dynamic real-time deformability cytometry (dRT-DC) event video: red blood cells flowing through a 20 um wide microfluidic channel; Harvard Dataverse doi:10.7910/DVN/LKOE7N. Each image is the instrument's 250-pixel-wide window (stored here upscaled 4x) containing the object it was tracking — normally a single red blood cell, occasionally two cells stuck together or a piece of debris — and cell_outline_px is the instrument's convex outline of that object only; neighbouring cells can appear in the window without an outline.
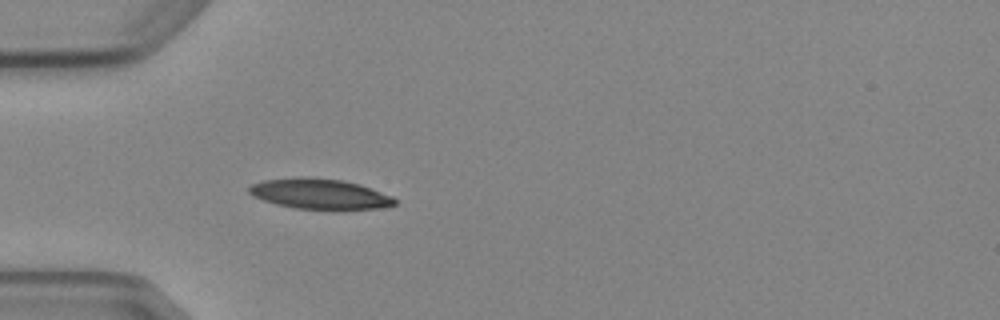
{"species": "Egyptian fruit bat (a non-hibernating species)", "species_latin": "Rousettus aegyptiacus", "temperature_condition": "cold", "stored_images_in_passage": 4, "camera_frame_rate_fps": 3000, "um_per_image_px": 0.085, "animal": {"sex": "female"}, "frame": {"image": 1, "passage_image": 4, "time_ms": 4.667, "image_size_px": [1000, 320], "cell_outline_px": [[396, 204], [376, 208], [296, 208], [276, 204], [252, 196], [248, 192], [248, 188], [252, 184], [264, 180], [296, 176], [308, 176], [344, 180], [360, 184], [392, 196], [396, 200]], "centroid_in_image_um": [27.12, 16.44], "position_along_channel_um": 57.9, "area_um2": 25.49}}